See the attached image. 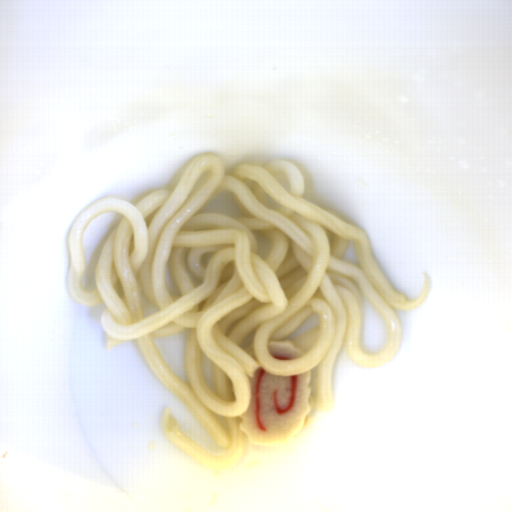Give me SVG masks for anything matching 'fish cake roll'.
<instances>
[{"mask_svg":"<svg viewBox=\"0 0 512 512\" xmlns=\"http://www.w3.org/2000/svg\"><path fill=\"white\" fill-rule=\"evenodd\" d=\"M251 403L238 416L239 429L251 445L280 446L303 427L312 408L309 403L311 371L294 376H276L261 367L249 379Z\"/></svg>","mask_w":512,"mask_h":512,"instance_id":"obj_1","label":"fish cake roll"},{"mask_svg":"<svg viewBox=\"0 0 512 512\" xmlns=\"http://www.w3.org/2000/svg\"><path fill=\"white\" fill-rule=\"evenodd\" d=\"M268 351L272 357L281 361L299 358L306 350L299 348L293 341L275 340L268 342Z\"/></svg>","mask_w":512,"mask_h":512,"instance_id":"obj_2","label":"fish cake roll"}]
</instances>
